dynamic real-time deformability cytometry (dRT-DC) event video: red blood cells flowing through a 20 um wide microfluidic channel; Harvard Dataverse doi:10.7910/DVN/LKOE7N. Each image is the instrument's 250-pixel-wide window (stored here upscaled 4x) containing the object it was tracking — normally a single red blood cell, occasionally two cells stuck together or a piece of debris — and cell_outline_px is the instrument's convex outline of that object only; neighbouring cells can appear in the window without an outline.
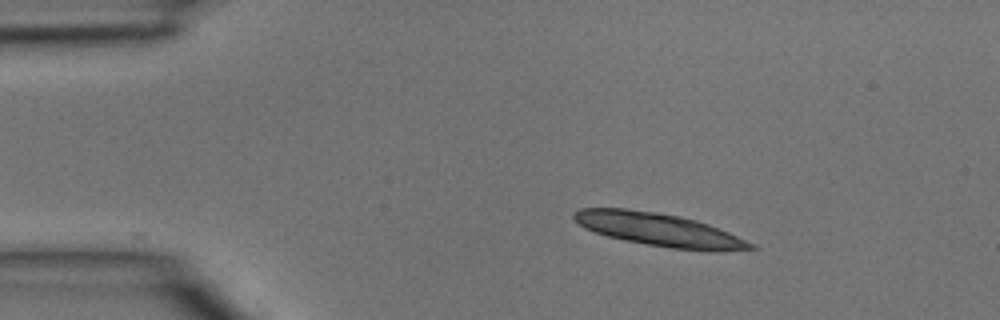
{"species": "common noctule bat (a hibernating species)", "species_latin": "Nyctalus noctula", "temperature_condition": "room temperature", "stored_images_in_passage": 2, "camera_frame_rate_fps": 3000, "um_per_image_px": 0.085, "animal": {"sex": "male", "body_mass_g": 15.6}, "frame": {"image": 1, "passage_image": 1, "time_ms": 0.0, "image_size_px": [1000, 320], "cell_outline_px": [[756, 248], [716, 252], [712, 252], [668, 248], [624, 240], [608, 236], [584, 228], [572, 216], [572, 212], [580, 208], [624, 208], [656, 212], [680, 216], [696, 220], [708, 224], [728, 232], [756, 244]], "centroid_in_image_um": [56.04, 19.53], "position_along_channel_um": 29.0, "area_um2": 34.1}}